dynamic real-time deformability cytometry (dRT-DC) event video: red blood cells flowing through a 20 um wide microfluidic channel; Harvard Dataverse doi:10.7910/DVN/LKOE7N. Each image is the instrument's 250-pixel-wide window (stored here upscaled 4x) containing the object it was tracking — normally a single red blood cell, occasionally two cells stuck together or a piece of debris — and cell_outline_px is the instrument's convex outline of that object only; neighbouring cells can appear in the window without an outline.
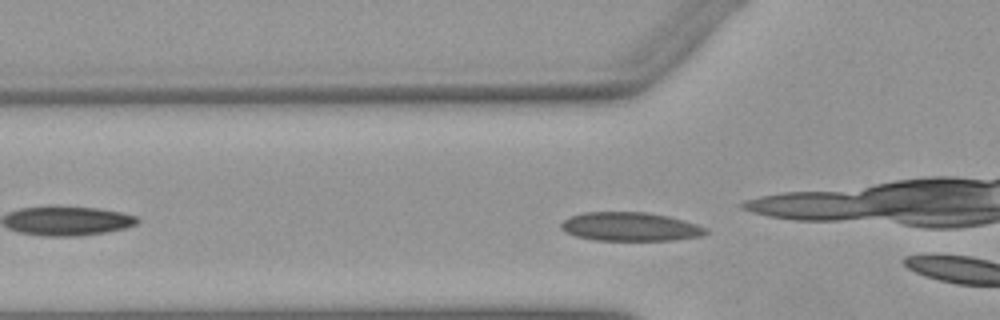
{"species": "Egyptian fruit bat (a non-hibernating species)", "species_latin": "Rousettus aegyptiacus", "temperature_condition": "warm", "stored_images_in_passage": 31, "camera_frame_rate_fps": 3000, "um_per_image_px": 0.085, "animal": {"sex": "female"}, "frame": {"image": 1, "passage_image": 5, "time_ms": 1.333, "image_size_px": [1000, 320], "cell_outline_px": [[708, 232], [700, 236], [676, 240], [596, 240], [576, 236], [564, 232], [560, 228], [560, 224], [568, 216], [584, 212], [648, 212], [668, 216], [684, 220], [696, 224], [704, 228]], "centroid_in_image_um": [53.52, 19.26], "position_along_channel_um": 72.3, "area_um2": 24.28}}